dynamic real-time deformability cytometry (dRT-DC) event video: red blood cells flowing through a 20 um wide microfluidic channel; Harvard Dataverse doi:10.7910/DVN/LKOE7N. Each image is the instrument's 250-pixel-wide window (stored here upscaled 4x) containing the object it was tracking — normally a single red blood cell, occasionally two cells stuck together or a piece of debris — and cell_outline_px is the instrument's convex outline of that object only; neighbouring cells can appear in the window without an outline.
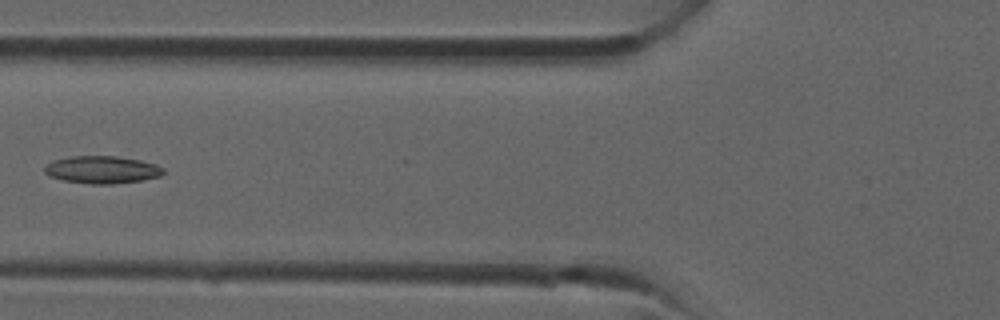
{"species": "common noctule bat (a hibernating species)", "species_latin": "Nyctalus noctula", "temperature_condition": "room temperature", "stored_images_in_passage": 26, "camera_frame_rate_fps": 3000, "um_per_image_px": 0.085, "animal": {"sex": "male", "forearm_length_mm": 52.5}, "frame": {"image": 1, "passage_image": 4, "time_ms": 1.0, "image_size_px": [1000, 320], "cell_outline_px": [[164, 172], [160, 176], [140, 180], [112, 184], [88, 184], [64, 180], [48, 176], [44, 172], [44, 168], [52, 160], [72, 156], [116, 156], [140, 160], [156, 164], [164, 168]], "centroid_in_image_um": [8.66, 14.42], "position_along_channel_um": 117.1, "area_um2": 19.02}}
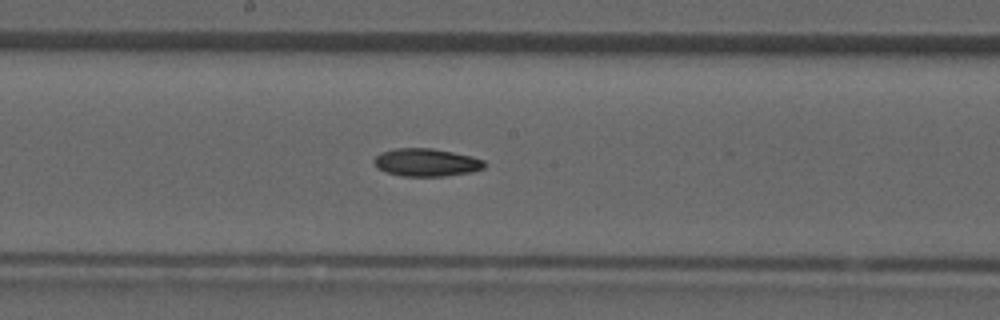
{"frame": {"image": 2, "passage_image": 9, "time_ms": 2.667, "image_size_px": [1000, 320], "cell_outline_px": [[488, 164], [484, 168], [472, 172], [444, 176], [400, 176], [384, 172], [376, 168], [372, 160], [380, 152], [396, 148], [432, 148], [472, 156], [484, 160]], "centroid_in_image_um": [36.22, 13.81], "position_along_channel_um": 212.0, "area_um2": 18.21}}
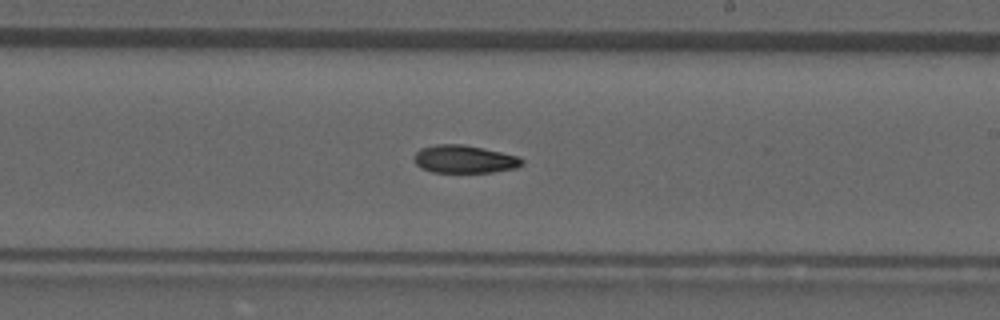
{"frame": {"image": 3, "passage_image": 11, "time_ms": 3.333, "image_size_px": [1000, 320], "cell_outline_px": [[524, 164], [516, 168], [492, 172], [432, 172], [420, 168], [412, 160], [416, 152], [420, 148], [436, 144], [464, 144], [484, 148], [516, 156], [524, 160]], "centroid_in_image_um": [39.43, 13.53], "position_along_channel_um": 249.6, "area_um2": 17.63}}